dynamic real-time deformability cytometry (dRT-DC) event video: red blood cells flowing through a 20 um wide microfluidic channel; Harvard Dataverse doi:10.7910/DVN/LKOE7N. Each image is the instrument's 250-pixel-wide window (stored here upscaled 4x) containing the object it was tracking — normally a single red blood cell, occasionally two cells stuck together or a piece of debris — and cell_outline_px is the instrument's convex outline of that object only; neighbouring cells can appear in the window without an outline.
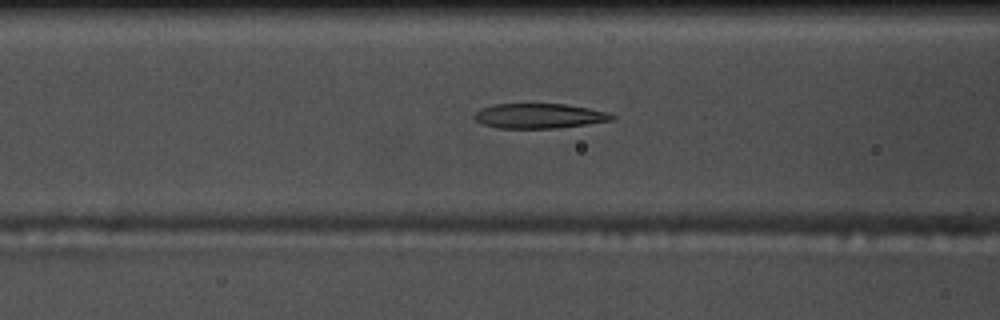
{"species": "common noctule bat (a hibernating species)", "species_latin": "Nyctalus noctula", "temperature_condition": "warm", "stored_images_in_passage": 53, "camera_frame_rate_fps": 3000, "um_per_image_px": 0.085, "animal": {"sex": "male", "body_mass_g": 17.5, "forearm_length_mm": 52.3}, "frame": {"image": 1, "passage_image": 21, "time_ms": 6.667, "image_size_px": [1000, 320], "cell_outline_px": [[616, 116], [612, 120], [588, 124], [556, 128], [500, 128], [484, 124], [476, 120], [472, 116], [480, 108], [492, 104], [564, 104], [588, 108], [608, 112]], "centroid_in_image_um": [45.82, 9.85], "position_along_channel_um": 120.8, "area_um2": 19.88}}
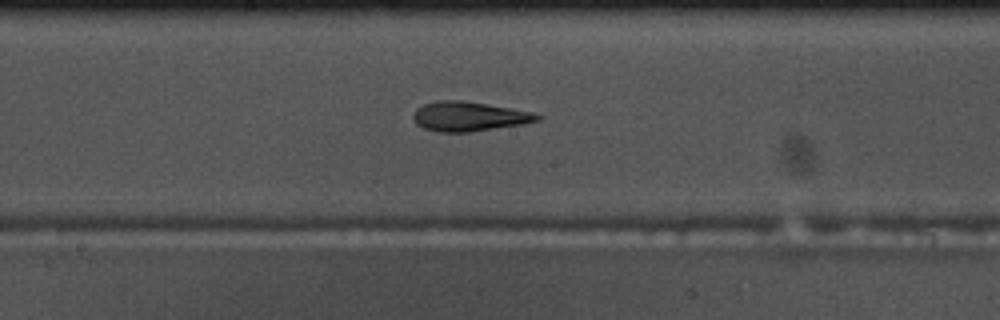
{"frame": {"image": 2, "passage_image": 28, "time_ms": 9.0, "image_size_px": [1000, 320], "cell_outline_px": [[540, 120], [520, 124], [468, 132], [436, 132], [424, 128], [416, 124], [412, 116], [412, 112], [416, 108], [424, 104], [436, 100], [460, 100], [488, 104], [512, 108], [532, 112], [540, 116]], "centroid_in_image_um": [39.79, 9.89], "position_along_channel_um": 208.4, "area_um2": 21.27}}
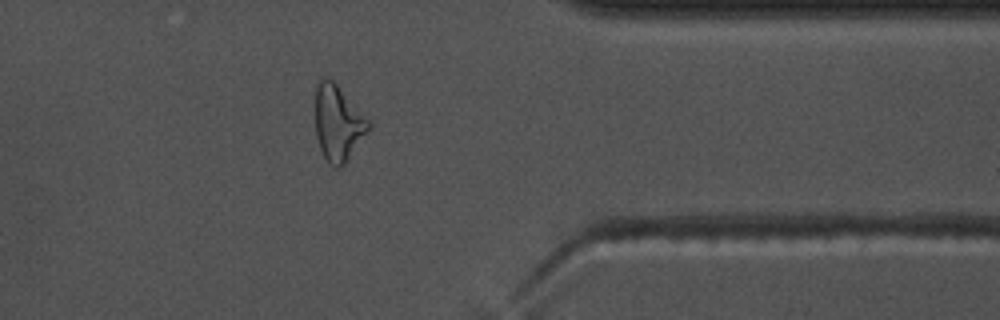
{"frame": {"image": 3, "passage_image": 43, "time_ms": 14.0, "image_size_px": [1000, 320], "cell_outline_px": [[372, 128], [344, 164], [340, 168], [332, 168], [328, 164], [320, 148], [316, 136], [316, 84], [320, 76], [324, 76], [332, 80], [336, 84], [372, 124]], "centroid_in_image_um": [28.73, 10.48], "position_along_channel_um": 382.7, "area_um2": 23.52}, "authors_computed_cell_mechanics": {"area_um2": 21.7328, "velocity_mm_per_s": 3.7595, "shape_relaxation_time_tau1_ms": 8.3175, "shape_relaxation_time_tau2_ms": 2.8902, "deformation_change_tau1": 0.2653, "deformation_change_tau2": 0.1417}}